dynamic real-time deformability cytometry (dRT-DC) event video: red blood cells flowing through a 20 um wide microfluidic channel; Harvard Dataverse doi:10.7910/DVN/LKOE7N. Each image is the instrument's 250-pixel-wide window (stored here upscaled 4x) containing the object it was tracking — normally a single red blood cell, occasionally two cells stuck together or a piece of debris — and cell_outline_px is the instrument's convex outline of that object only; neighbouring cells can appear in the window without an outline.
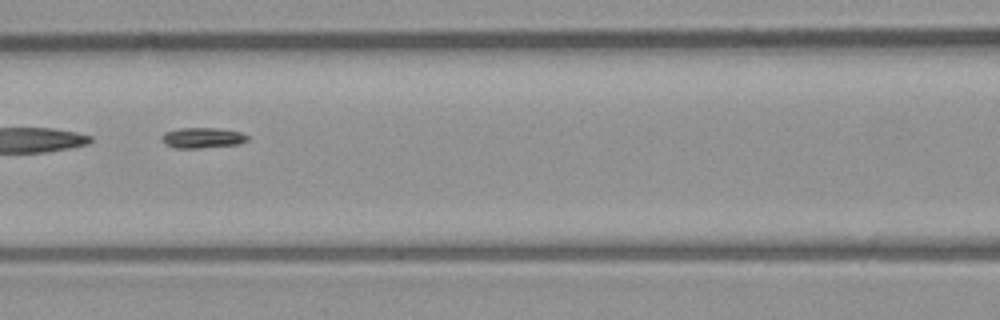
{"species": "common noctule bat (a hibernating species)", "species_latin": "Nyctalus noctula", "temperature_condition": "room temperature", "stored_images_in_passage": 5, "camera_frame_rate_fps": 3000, "um_per_image_px": 0.085, "animal": {"sex": "male", "body_mass_g": 23.1, "forearm_length_mm": 52.7}, "frame": {"image": 1, "passage_image": 3, "time_ms": 2.333, "image_size_px": [1000, 320], "cell_outline_px": [[248, 140], [240, 144], [196, 148], [176, 148], [160, 140], [160, 136], [164, 132], [180, 128], [216, 128], [240, 132], [248, 136]], "centroid_in_image_um": [17.19, 11.71], "position_along_channel_um": 149.4, "area_um2": 10.17}}
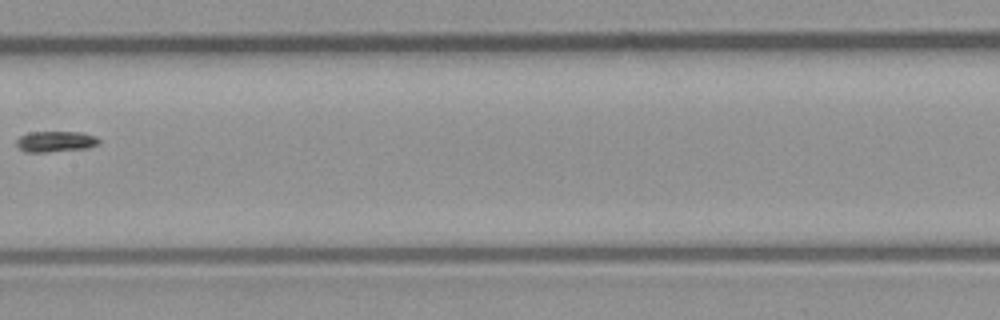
{"frame": {"image": 2, "passage_image": 4, "time_ms": 3.667, "image_size_px": [1000, 320], "cell_outline_px": [[100, 140], [96, 144], [88, 148], [44, 152], [24, 152], [16, 144], [16, 140], [20, 136], [28, 132], [84, 132], [96, 136]], "centroid_in_image_um": [4.71, 12.02], "position_along_channel_um": 202.7, "area_um2": 10.0}}
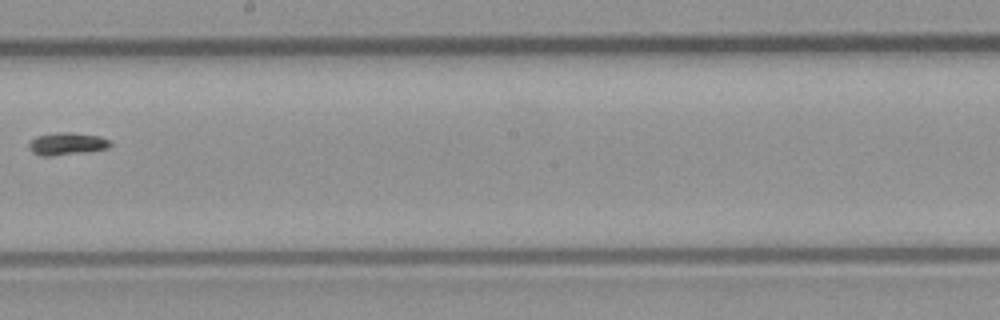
{"frame": {"image": 3, "passage_image": 5, "time_ms": 4.667, "image_size_px": [1000, 320], "cell_outline_px": [[112, 144], [108, 148], [52, 156], [40, 156], [32, 152], [28, 144], [36, 136], [60, 132], [68, 132], [100, 136], [112, 140]], "centroid_in_image_um": [5.7, 12.21], "position_along_channel_um": 242.5, "area_um2": 10.52}}